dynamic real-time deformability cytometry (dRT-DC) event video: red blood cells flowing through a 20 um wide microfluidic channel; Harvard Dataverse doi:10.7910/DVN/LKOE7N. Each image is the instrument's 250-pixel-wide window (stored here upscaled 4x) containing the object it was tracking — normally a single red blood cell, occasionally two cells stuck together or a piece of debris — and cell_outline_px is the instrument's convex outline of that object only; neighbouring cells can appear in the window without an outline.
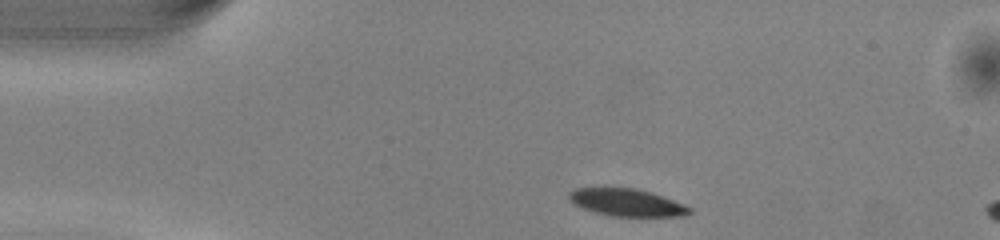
{"species": "common noctule bat (a hibernating species)", "species_latin": "Nyctalus noctula", "temperature_condition": "warm", "stored_images_in_passage": 6, "camera_frame_rate_fps": 3000, "um_per_image_px": 0.085, "animal": {"sex": "male", "body_mass_g": 13.0, "forearm_length_mm": 53.1}, "frame": {"image": 1, "passage_image": 1, "time_ms": 0.0, "image_size_px": [1000, 240], "cell_outline_px": [[692, 212], [684, 216], [612, 216], [596, 212], [584, 208], [568, 200], [568, 192], [576, 188], [636, 188], [652, 192], [684, 204], [692, 208]], "centroid_in_image_um": [53.3, 17.21], "position_along_channel_um": 31.7, "area_um2": 19.13}}